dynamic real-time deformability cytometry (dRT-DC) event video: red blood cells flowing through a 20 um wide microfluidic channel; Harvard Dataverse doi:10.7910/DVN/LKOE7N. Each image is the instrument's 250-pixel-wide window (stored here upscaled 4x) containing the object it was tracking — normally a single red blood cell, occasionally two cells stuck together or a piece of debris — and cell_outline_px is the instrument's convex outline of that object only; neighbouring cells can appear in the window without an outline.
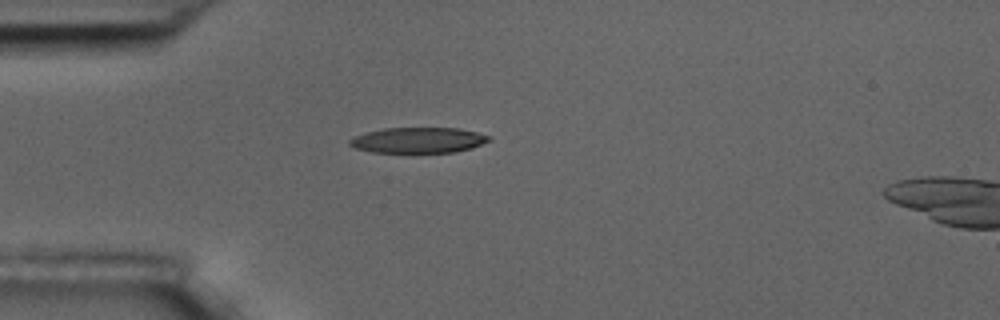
{"species": "common noctule bat (a hibernating species)", "species_latin": "Nyctalus noctula", "temperature_condition": "room temperature", "stored_images_in_passage": 1, "camera_frame_rate_fps": 3000, "um_per_image_px": 0.085, "animal": {"sex": "male", "body_mass_g": 17.5, "forearm_length_mm": 52.3}, "frame": {"image": 1, "passage_image": 1, "time_ms": 0.0, "image_size_px": [1000, 320], "cell_outline_px": [[492, 140], [472, 148], [456, 152], [372, 152], [356, 148], [348, 144], [348, 140], [356, 136], [368, 132], [384, 128], [460, 128], [476, 132], [488, 136]], "centroid_in_image_um": [35.57, 11.91], "position_along_channel_um": 49.4, "area_um2": 20.63}}